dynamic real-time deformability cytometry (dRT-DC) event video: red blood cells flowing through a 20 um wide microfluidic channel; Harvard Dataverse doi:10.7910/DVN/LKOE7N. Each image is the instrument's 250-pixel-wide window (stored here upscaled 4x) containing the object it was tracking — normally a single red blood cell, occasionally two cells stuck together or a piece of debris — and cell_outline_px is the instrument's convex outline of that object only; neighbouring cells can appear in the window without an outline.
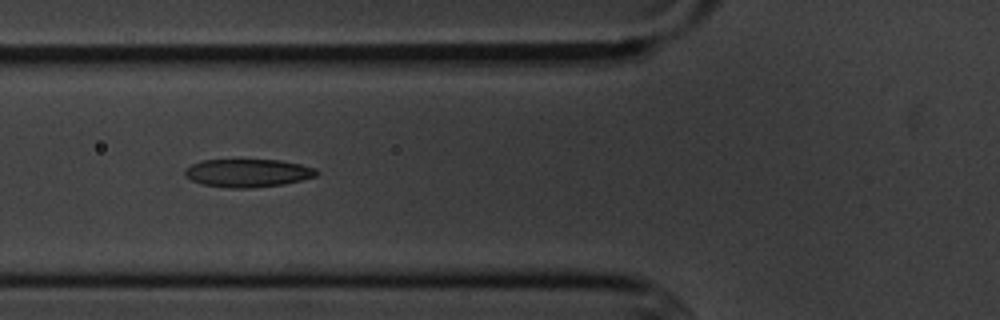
{"species": "common noctule bat (a hibernating species)", "species_latin": "Nyctalus noctula", "temperature_condition": "cold", "stored_images_in_passage": 9, "camera_frame_rate_fps": 3000, "um_per_image_px": 0.085, "animal": {"sex": "male", "body_mass_g": 20.1, "forearm_length_mm": 53.5}, "frame": {"image": 1, "passage_image": 7, "time_ms": 7.0, "image_size_px": [1000, 320], "cell_outline_px": [[320, 172], [316, 176], [284, 184], [248, 188], [228, 188], [204, 184], [192, 180], [184, 176], [184, 168], [192, 164], [204, 160], [280, 160], [300, 164], [316, 168]], "centroid_in_image_um": [21.06, 14.7], "position_along_channel_um": 104.7, "area_um2": 21.5}}
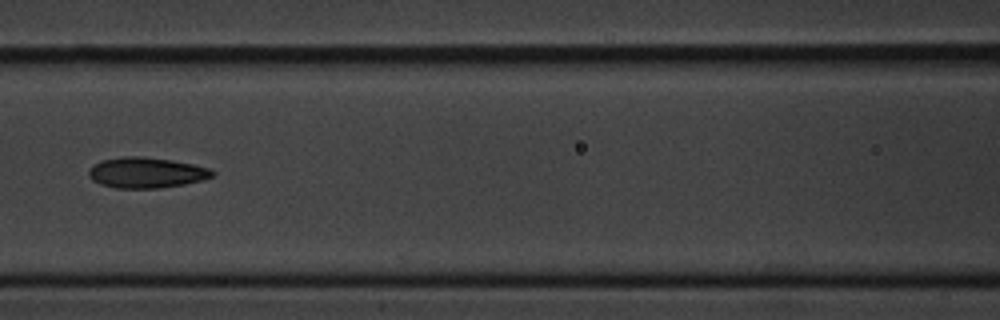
{"frame": {"image": 2, "passage_image": 8, "time_ms": 8.333, "image_size_px": [1000, 320], "cell_outline_px": [[216, 172], [212, 176], [200, 180], [184, 184], [156, 188], [116, 188], [100, 184], [92, 180], [88, 176], [88, 172], [100, 160], [120, 156], [144, 156], [172, 160], [192, 164], [208, 168]], "centroid_in_image_um": [12.4, 14.66], "position_along_channel_um": 154.2, "area_um2": 21.96}}
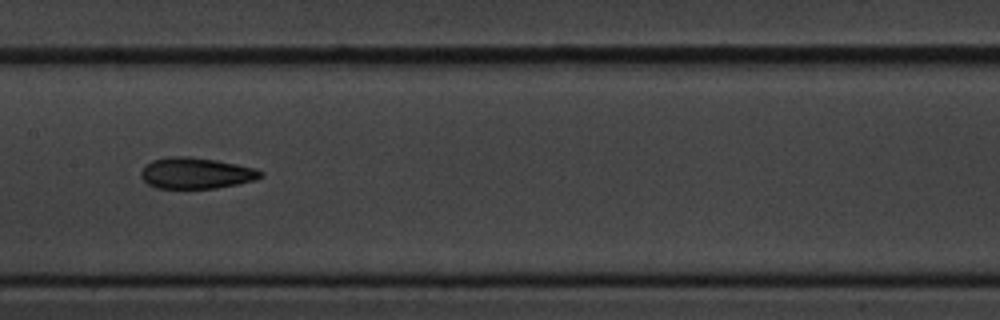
{"frame": {"image": 3, "passage_image": 9, "time_ms": 9.333, "image_size_px": [1000, 320], "cell_outline_px": [[264, 176], [256, 180], [216, 188], [156, 188], [148, 184], [140, 176], [140, 172], [152, 160], [168, 156], [188, 156], [216, 160], [236, 164], [252, 168], [264, 172]], "centroid_in_image_um": [16.66, 14.72], "position_along_channel_um": 190.7, "area_um2": 21.62}}